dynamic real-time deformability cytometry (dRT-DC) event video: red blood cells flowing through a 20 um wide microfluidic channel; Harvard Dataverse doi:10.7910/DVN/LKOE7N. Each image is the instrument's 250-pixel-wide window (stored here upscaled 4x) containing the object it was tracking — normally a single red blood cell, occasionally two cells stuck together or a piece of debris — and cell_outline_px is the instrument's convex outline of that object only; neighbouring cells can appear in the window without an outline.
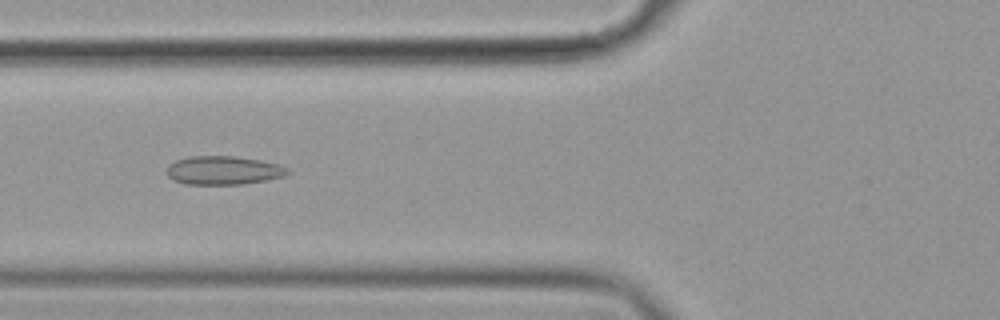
{"species": "common noctule bat (a hibernating species)", "species_latin": "Nyctalus noctula", "temperature_condition": "cold", "stored_images_in_passage": 53, "camera_frame_rate_fps": 3000, "um_per_image_px": 0.085, "animal": {"sex": "female", "body_mass_g": 19.9}, "frame": {"image": 1, "passage_image": 21, "time_ms": 6.667, "image_size_px": [1000, 320], "cell_outline_px": [[288, 172], [284, 176], [244, 184], [184, 184], [172, 180], [168, 176], [168, 164], [176, 160], [188, 156], [236, 156], [260, 160], [276, 164], [288, 168]], "centroid_in_image_um": [18.94, 14.47], "position_along_channel_um": 106.9, "area_um2": 20.06}}
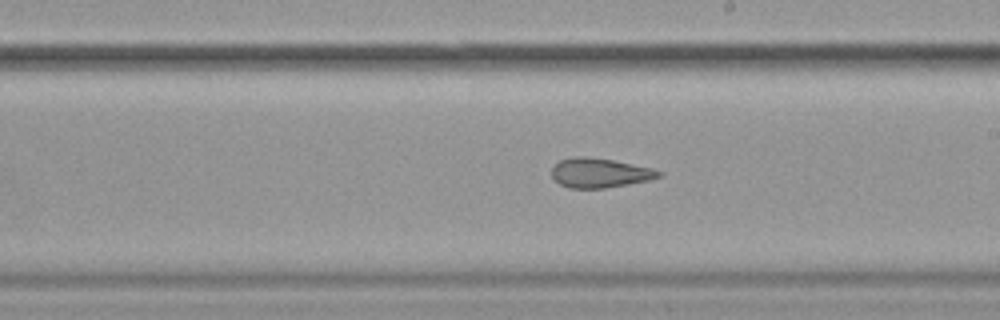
{"frame": {"image": 2, "passage_image": 32, "time_ms": 10.333, "image_size_px": [1000, 320], "cell_outline_px": [[664, 172], [660, 176], [648, 180], [628, 184], [604, 188], [568, 188], [560, 184], [552, 176], [552, 168], [560, 160], [572, 156], [584, 156], [612, 160], [652, 168]], "centroid_in_image_um": [50.96, 14.69], "position_along_channel_um": 238.0, "area_um2": 18.26}}
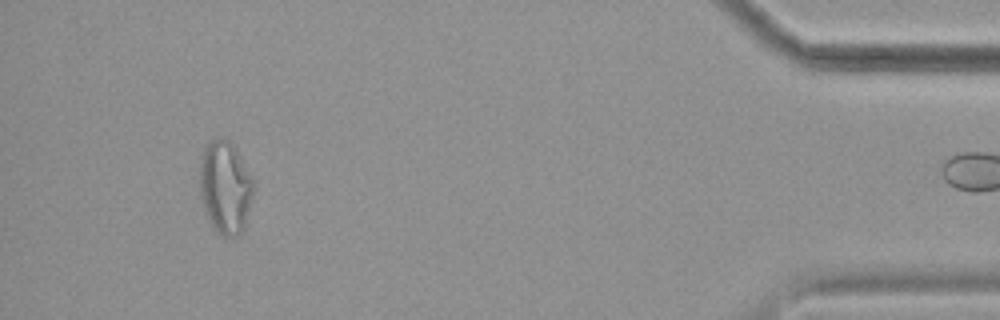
{"frame": {"image": 3, "passage_image": 52, "time_ms": 17.0, "image_size_px": [1000, 320], "cell_outline_px": [[256, 188], [244, 228], [240, 236], [224, 236], [216, 232], [212, 228], [208, 220], [200, 196], [200, 164], [204, 148], [216, 136], [220, 136], [228, 140], [236, 148], [252, 176], [256, 184]], "centroid_in_image_um": [19.18, 15.93], "position_along_channel_um": 416.0, "area_um2": 29.71}}